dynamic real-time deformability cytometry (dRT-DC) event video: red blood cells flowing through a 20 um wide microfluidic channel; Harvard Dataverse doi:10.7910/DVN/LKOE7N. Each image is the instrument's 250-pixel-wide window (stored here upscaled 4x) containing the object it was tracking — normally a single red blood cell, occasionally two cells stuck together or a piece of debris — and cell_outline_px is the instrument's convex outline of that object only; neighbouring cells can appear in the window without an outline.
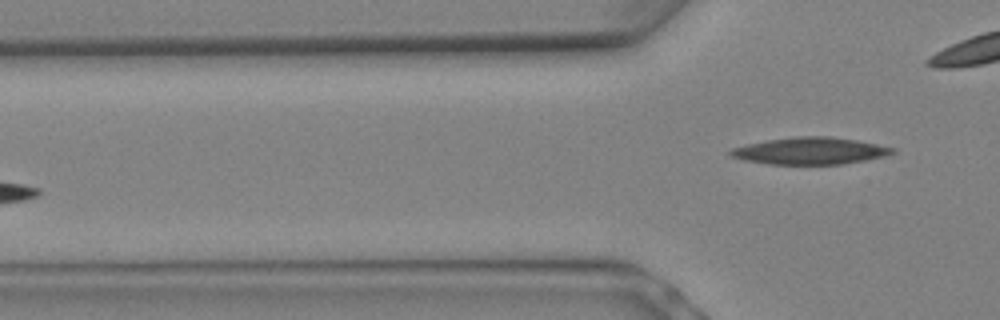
{"species": "Egyptian fruit bat (a non-hibernating species)", "species_latin": "Rousettus aegyptiacus", "temperature_condition": "warm", "stored_images_in_passage": 3, "segment_of_instrument_passage": [2, 2], "camera_frame_rate_fps": 3000, "um_per_image_px": 0.085, "animal": {"sex": "female"}, "frame": {"image": 1, "passage_image": 3, "time_ms": 0.667, "image_size_px": [1000, 320], "cell_outline_px": [[896, 152], [888, 156], [844, 164], [768, 164], [744, 160], [732, 156], [728, 152], [732, 148], [748, 144], [768, 140], [796, 136], [828, 136], [856, 140], [896, 148]], "centroid_in_image_um": [68.91, 12.83], "position_along_channel_um": 56.9, "area_um2": 25.43}}